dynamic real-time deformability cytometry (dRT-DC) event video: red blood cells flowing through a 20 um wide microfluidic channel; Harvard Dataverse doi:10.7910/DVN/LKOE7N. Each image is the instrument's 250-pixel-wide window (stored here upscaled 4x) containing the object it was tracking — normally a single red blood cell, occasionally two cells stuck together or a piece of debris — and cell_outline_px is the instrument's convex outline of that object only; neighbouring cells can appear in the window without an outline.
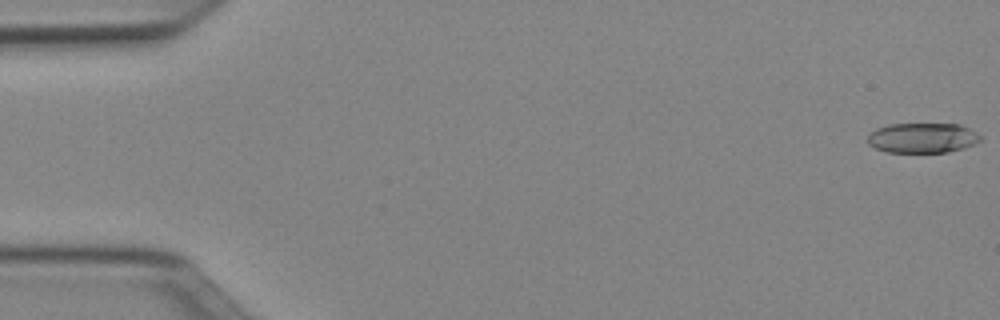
{"species": "Egyptian fruit bat (a non-hibernating species)", "species_latin": "Rousettus aegyptiacus", "temperature_condition": "cold", "stored_images_in_passage": 21, "camera_frame_rate_fps": 3000, "um_per_image_px": 0.085, "animal": {"sex": "female"}, "frame": {"image": 1, "passage_image": 1, "time_ms": 0.0, "image_size_px": [1000, 320], "cell_outline_px": [[984, 140], [976, 144], [964, 148], [948, 152], [888, 152], [876, 148], [868, 144], [868, 136], [876, 128], [888, 124], [960, 124], [984, 136]], "centroid_in_image_um": [78.48, 11.72], "position_along_channel_um": 6.5, "area_um2": 19.94}}
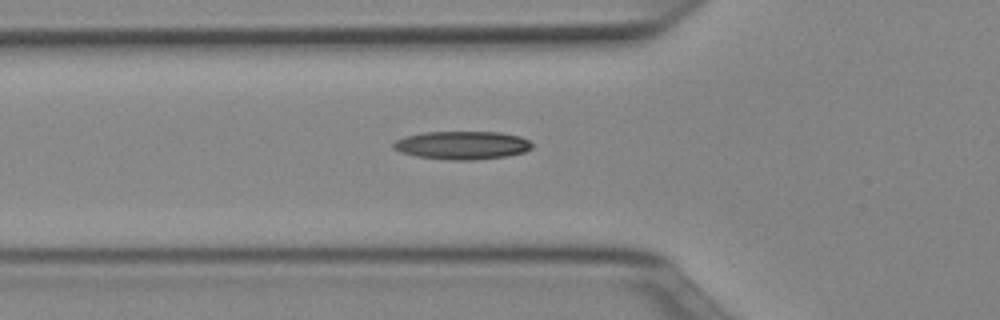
{"frame": {"image": 2, "passage_image": 18, "time_ms": 5.667, "image_size_px": [1000, 320], "cell_outline_px": [[532, 148], [524, 152], [504, 156], [472, 160], [452, 160], [416, 156], [400, 152], [392, 148], [392, 144], [396, 140], [404, 136], [424, 132], [500, 132], [520, 136], [528, 140], [532, 144]], "centroid_in_image_um": [39.25, 12.34], "position_along_channel_um": 86.5, "area_um2": 22.77}}
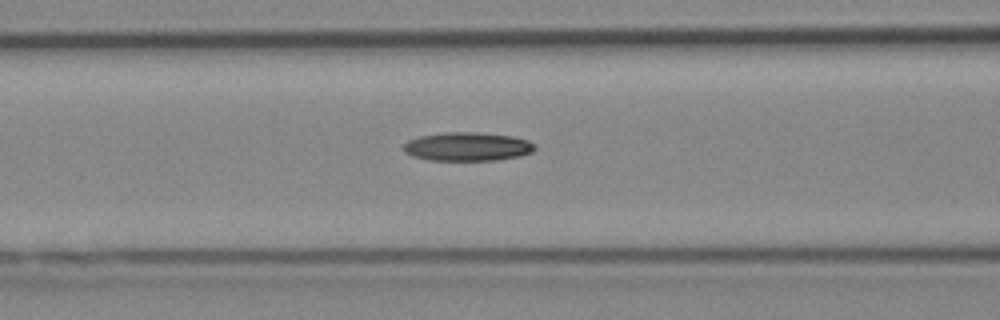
{"frame": {"image": 3, "passage_image": 21, "time_ms": 6.667, "image_size_px": [1000, 320], "cell_outline_px": [[536, 148], [532, 152], [520, 156], [500, 160], [428, 160], [412, 156], [404, 152], [400, 148], [408, 140], [420, 136], [444, 132], [476, 132], [512, 136], [528, 140], [536, 144]], "centroid_in_image_um": [39.72, 12.46], "position_along_channel_um": 126.9, "area_um2": 22.2}}